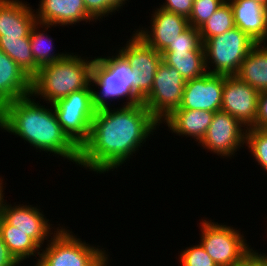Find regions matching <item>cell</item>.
<instances>
[{"instance_id":"cell-20","label":"cell","mask_w":267,"mask_h":266,"mask_svg":"<svg viewBox=\"0 0 267 266\" xmlns=\"http://www.w3.org/2000/svg\"><path fill=\"white\" fill-rule=\"evenodd\" d=\"M214 113L206 110L176 109L161 123H165L171 133L179 137H190L199 145L206 135Z\"/></svg>"},{"instance_id":"cell-30","label":"cell","mask_w":267,"mask_h":266,"mask_svg":"<svg viewBox=\"0 0 267 266\" xmlns=\"http://www.w3.org/2000/svg\"><path fill=\"white\" fill-rule=\"evenodd\" d=\"M201 44L199 29L189 26L164 51H195Z\"/></svg>"},{"instance_id":"cell-2","label":"cell","mask_w":267,"mask_h":266,"mask_svg":"<svg viewBox=\"0 0 267 266\" xmlns=\"http://www.w3.org/2000/svg\"><path fill=\"white\" fill-rule=\"evenodd\" d=\"M47 105H41L32 94L5 104L0 109V130L20 137L39 152L78 165L79 147L62 130L52 104Z\"/></svg>"},{"instance_id":"cell-8","label":"cell","mask_w":267,"mask_h":266,"mask_svg":"<svg viewBox=\"0 0 267 266\" xmlns=\"http://www.w3.org/2000/svg\"><path fill=\"white\" fill-rule=\"evenodd\" d=\"M62 130L80 148L88 139L96 113L91 84L52 104Z\"/></svg>"},{"instance_id":"cell-9","label":"cell","mask_w":267,"mask_h":266,"mask_svg":"<svg viewBox=\"0 0 267 266\" xmlns=\"http://www.w3.org/2000/svg\"><path fill=\"white\" fill-rule=\"evenodd\" d=\"M184 85L185 80L174 67L160 63L150 93L142 100L146 109L160 124L180 107Z\"/></svg>"},{"instance_id":"cell-39","label":"cell","mask_w":267,"mask_h":266,"mask_svg":"<svg viewBox=\"0 0 267 266\" xmlns=\"http://www.w3.org/2000/svg\"><path fill=\"white\" fill-rule=\"evenodd\" d=\"M264 259H266L267 260V253L265 254V253H261V252H259V251H257Z\"/></svg>"},{"instance_id":"cell-29","label":"cell","mask_w":267,"mask_h":266,"mask_svg":"<svg viewBox=\"0 0 267 266\" xmlns=\"http://www.w3.org/2000/svg\"><path fill=\"white\" fill-rule=\"evenodd\" d=\"M178 260L180 266H217L200 243L181 250Z\"/></svg>"},{"instance_id":"cell-7","label":"cell","mask_w":267,"mask_h":266,"mask_svg":"<svg viewBox=\"0 0 267 266\" xmlns=\"http://www.w3.org/2000/svg\"><path fill=\"white\" fill-rule=\"evenodd\" d=\"M255 44L256 42L238 27L209 38L203 43L207 73L236 75Z\"/></svg>"},{"instance_id":"cell-6","label":"cell","mask_w":267,"mask_h":266,"mask_svg":"<svg viewBox=\"0 0 267 266\" xmlns=\"http://www.w3.org/2000/svg\"><path fill=\"white\" fill-rule=\"evenodd\" d=\"M201 220L199 243L217 266H242L257 251L240 229L207 218Z\"/></svg>"},{"instance_id":"cell-36","label":"cell","mask_w":267,"mask_h":266,"mask_svg":"<svg viewBox=\"0 0 267 266\" xmlns=\"http://www.w3.org/2000/svg\"><path fill=\"white\" fill-rule=\"evenodd\" d=\"M242 266H267V260L256 251Z\"/></svg>"},{"instance_id":"cell-23","label":"cell","mask_w":267,"mask_h":266,"mask_svg":"<svg viewBox=\"0 0 267 266\" xmlns=\"http://www.w3.org/2000/svg\"><path fill=\"white\" fill-rule=\"evenodd\" d=\"M0 235L10 253L20 264L27 258L30 259L33 257H36L33 258V261L36 259L38 262L41 247L25 232H21L14 226H10L2 217L0 218Z\"/></svg>"},{"instance_id":"cell-17","label":"cell","mask_w":267,"mask_h":266,"mask_svg":"<svg viewBox=\"0 0 267 266\" xmlns=\"http://www.w3.org/2000/svg\"><path fill=\"white\" fill-rule=\"evenodd\" d=\"M34 9L37 22L53 26H73L82 22H96L87 12L83 0H40Z\"/></svg>"},{"instance_id":"cell-3","label":"cell","mask_w":267,"mask_h":266,"mask_svg":"<svg viewBox=\"0 0 267 266\" xmlns=\"http://www.w3.org/2000/svg\"><path fill=\"white\" fill-rule=\"evenodd\" d=\"M68 52L62 59L43 65L32 78L33 97L53 104L91 84L94 59ZM40 98V99H39Z\"/></svg>"},{"instance_id":"cell-35","label":"cell","mask_w":267,"mask_h":266,"mask_svg":"<svg viewBox=\"0 0 267 266\" xmlns=\"http://www.w3.org/2000/svg\"><path fill=\"white\" fill-rule=\"evenodd\" d=\"M87 12L96 20H101V0H83Z\"/></svg>"},{"instance_id":"cell-18","label":"cell","mask_w":267,"mask_h":266,"mask_svg":"<svg viewBox=\"0 0 267 266\" xmlns=\"http://www.w3.org/2000/svg\"><path fill=\"white\" fill-rule=\"evenodd\" d=\"M234 14L235 27L256 43H267V7L254 0H228Z\"/></svg>"},{"instance_id":"cell-27","label":"cell","mask_w":267,"mask_h":266,"mask_svg":"<svg viewBox=\"0 0 267 266\" xmlns=\"http://www.w3.org/2000/svg\"><path fill=\"white\" fill-rule=\"evenodd\" d=\"M245 145L255 162L267 172V130L247 129Z\"/></svg>"},{"instance_id":"cell-37","label":"cell","mask_w":267,"mask_h":266,"mask_svg":"<svg viewBox=\"0 0 267 266\" xmlns=\"http://www.w3.org/2000/svg\"><path fill=\"white\" fill-rule=\"evenodd\" d=\"M3 177H1L0 176V218L2 217V211H3V206H4V203H5V197H4V194L5 193H3L4 192V190H5V187H6V185L5 184H3L4 182V180L2 179ZM3 185H5V186H3Z\"/></svg>"},{"instance_id":"cell-11","label":"cell","mask_w":267,"mask_h":266,"mask_svg":"<svg viewBox=\"0 0 267 266\" xmlns=\"http://www.w3.org/2000/svg\"><path fill=\"white\" fill-rule=\"evenodd\" d=\"M247 128L234 116L223 110L214 113L206 135L199 143L221 158H234L237 150L245 146Z\"/></svg>"},{"instance_id":"cell-13","label":"cell","mask_w":267,"mask_h":266,"mask_svg":"<svg viewBox=\"0 0 267 266\" xmlns=\"http://www.w3.org/2000/svg\"><path fill=\"white\" fill-rule=\"evenodd\" d=\"M39 206L4 203L2 218L10 225L21 232H25L41 248L45 242H49L51 237L59 230L60 227L54 228L49 219L45 217ZM54 228V229H53ZM46 240V241H45Z\"/></svg>"},{"instance_id":"cell-10","label":"cell","mask_w":267,"mask_h":266,"mask_svg":"<svg viewBox=\"0 0 267 266\" xmlns=\"http://www.w3.org/2000/svg\"><path fill=\"white\" fill-rule=\"evenodd\" d=\"M118 48L133 68L132 90L143 100L150 93L162 55L134 31L130 39Z\"/></svg>"},{"instance_id":"cell-32","label":"cell","mask_w":267,"mask_h":266,"mask_svg":"<svg viewBox=\"0 0 267 266\" xmlns=\"http://www.w3.org/2000/svg\"><path fill=\"white\" fill-rule=\"evenodd\" d=\"M253 128L267 130V90L259 92L257 115Z\"/></svg>"},{"instance_id":"cell-28","label":"cell","mask_w":267,"mask_h":266,"mask_svg":"<svg viewBox=\"0 0 267 266\" xmlns=\"http://www.w3.org/2000/svg\"><path fill=\"white\" fill-rule=\"evenodd\" d=\"M226 0H193L188 17L190 26L199 29Z\"/></svg>"},{"instance_id":"cell-1","label":"cell","mask_w":267,"mask_h":266,"mask_svg":"<svg viewBox=\"0 0 267 266\" xmlns=\"http://www.w3.org/2000/svg\"><path fill=\"white\" fill-rule=\"evenodd\" d=\"M160 125L143 103L96 110L78 166L97 174L122 168Z\"/></svg>"},{"instance_id":"cell-26","label":"cell","mask_w":267,"mask_h":266,"mask_svg":"<svg viewBox=\"0 0 267 266\" xmlns=\"http://www.w3.org/2000/svg\"><path fill=\"white\" fill-rule=\"evenodd\" d=\"M235 27L233 9L226 0L199 28L202 43Z\"/></svg>"},{"instance_id":"cell-22","label":"cell","mask_w":267,"mask_h":266,"mask_svg":"<svg viewBox=\"0 0 267 266\" xmlns=\"http://www.w3.org/2000/svg\"><path fill=\"white\" fill-rule=\"evenodd\" d=\"M162 62L174 67L186 81L207 73L203 43L195 51H163Z\"/></svg>"},{"instance_id":"cell-25","label":"cell","mask_w":267,"mask_h":266,"mask_svg":"<svg viewBox=\"0 0 267 266\" xmlns=\"http://www.w3.org/2000/svg\"><path fill=\"white\" fill-rule=\"evenodd\" d=\"M0 49L5 52L22 70L33 78L40 68L35 62L30 47V35L23 41L0 42Z\"/></svg>"},{"instance_id":"cell-14","label":"cell","mask_w":267,"mask_h":266,"mask_svg":"<svg viewBox=\"0 0 267 266\" xmlns=\"http://www.w3.org/2000/svg\"><path fill=\"white\" fill-rule=\"evenodd\" d=\"M152 13L149 29L139 26L134 32L149 46L162 53L190 25L187 17L160 7Z\"/></svg>"},{"instance_id":"cell-31","label":"cell","mask_w":267,"mask_h":266,"mask_svg":"<svg viewBox=\"0 0 267 266\" xmlns=\"http://www.w3.org/2000/svg\"><path fill=\"white\" fill-rule=\"evenodd\" d=\"M193 6V0H165L159 7L175 14L189 17Z\"/></svg>"},{"instance_id":"cell-21","label":"cell","mask_w":267,"mask_h":266,"mask_svg":"<svg viewBox=\"0 0 267 266\" xmlns=\"http://www.w3.org/2000/svg\"><path fill=\"white\" fill-rule=\"evenodd\" d=\"M236 76L258 92L267 90V44L256 43L241 63Z\"/></svg>"},{"instance_id":"cell-34","label":"cell","mask_w":267,"mask_h":266,"mask_svg":"<svg viewBox=\"0 0 267 266\" xmlns=\"http://www.w3.org/2000/svg\"><path fill=\"white\" fill-rule=\"evenodd\" d=\"M21 266L15 257L10 253L7 245L0 235V266Z\"/></svg>"},{"instance_id":"cell-12","label":"cell","mask_w":267,"mask_h":266,"mask_svg":"<svg viewBox=\"0 0 267 266\" xmlns=\"http://www.w3.org/2000/svg\"><path fill=\"white\" fill-rule=\"evenodd\" d=\"M259 92L236 75H224L221 110L234 116L247 129L253 128Z\"/></svg>"},{"instance_id":"cell-15","label":"cell","mask_w":267,"mask_h":266,"mask_svg":"<svg viewBox=\"0 0 267 266\" xmlns=\"http://www.w3.org/2000/svg\"><path fill=\"white\" fill-rule=\"evenodd\" d=\"M224 75L206 73L185 82L181 105L178 109L221 110Z\"/></svg>"},{"instance_id":"cell-24","label":"cell","mask_w":267,"mask_h":266,"mask_svg":"<svg viewBox=\"0 0 267 266\" xmlns=\"http://www.w3.org/2000/svg\"><path fill=\"white\" fill-rule=\"evenodd\" d=\"M52 27H56L53 25L43 24L36 22V24L33 26L31 32H30V47L31 51L34 56L35 62L41 67L43 65L53 63L57 60L62 59L68 52H58L55 53L54 49V40L49 36L47 33V30ZM42 28V29H40ZM45 29V30H44Z\"/></svg>"},{"instance_id":"cell-16","label":"cell","mask_w":267,"mask_h":266,"mask_svg":"<svg viewBox=\"0 0 267 266\" xmlns=\"http://www.w3.org/2000/svg\"><path fill=\"white\" fill-rule=\"evenodd\" d=\"M28 2L0 0V42L23 41L28 37L37 19Z\"/></svg>"},{"instance_id":"cell-19","label":"cell","mask_w":267,"mask_h":266,"mask_svg":"<svg viewBox=\"0 0 267 266\" xmlns=\"http://www.w3.org/2000/svg\"><path fill=\"white\" fill-rule=\"evenodd\" d=\"M32 78L0 49V109L31 94Z\"/></svg>"},{"instance_id":"cell-5","label":"cell","mask_w":267,"mask_h":266,"mask_svg":"<svg viewBox=\"0 0 267 266\" xmlns=\"http://www.w3.org/2000/svg\"><path fill=\"white\" fill-rule=\"evenodd\" d=\"M68 227L59 230L42 247L36 266H110V255L99 245L87 244ZM110 260V261H109Z\"/></svg>"},{"instance_id":"cell-33","label":"cell","mask_w":267,"mask_h":266,"mask_svg":"<svg viewBox=\"0 0 267 266\" xmlns=\"http://www.w3.org/2000/svg\"><path fill=\"white\" fill-rule=\"evenodd\" d=\"M129 0H101V20L119 11Z\"/></svg>"},{"instance_id":"cell-38","label":"cell","mask_w":267,"mask_h":266,"mask_svg":"<svg viewBox=\"0 0 267 266\" xmlns=\"http://www.w3.org/2000/svg\"><path fill=\"white\" fill-rule=\"evenodd\" d=\"M267 7V0H254Z\"/></svg>"},{"instance_id":"cell-4","label":"cell","mask_w":267,"mask_h":266,"mask_svg":"<svg viewBox=\"0 0 267 266\" xmlns=\"http://www.w3.org/2000/svg\"><path fill=\"white\" fill-rule=\"evenodd\" d=\"M132 83L133 68L119 50L116 49L112 56L94 57L91 87L93 105L96 110L110 108L112 105L110 101L120 99L126 100L121 106L142 103V100L132 90ZM94 87H98L99 90Z\"/></svg>"}]
</instances>
